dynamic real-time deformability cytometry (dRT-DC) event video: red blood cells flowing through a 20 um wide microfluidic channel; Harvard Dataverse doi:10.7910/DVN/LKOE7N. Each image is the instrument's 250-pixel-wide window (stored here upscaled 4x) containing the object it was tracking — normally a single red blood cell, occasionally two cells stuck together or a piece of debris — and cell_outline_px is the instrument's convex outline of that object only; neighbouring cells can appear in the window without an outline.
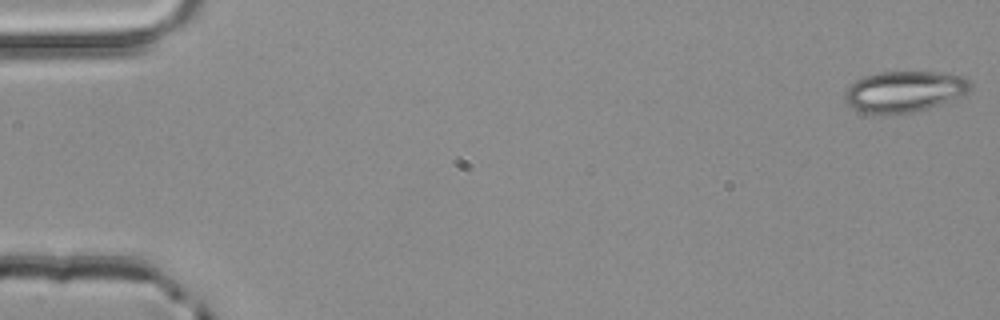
{"species": "common noctule bat (a hibernating species)", "species_latin": "Nyctalus noctula", "temperature_condition": "room temperature", "stored_images_in_passage": 4, "camera_frame_rate_fps": 3000, "um_per_image_px": 0.085, "animal": {"sex": "male", "body_mass_g": 20.4}, "frame": {"image": 1, "passage_image": 1, "time_ms": 0.0, "image_size_px": [1000, 320], "cell_outline_px": [[972, 88], [968, 92], [952, 100], [928, 108], [912, 112], [864, 112], [852, 108], [844, 100], [844, 92], [856, 80], [864, 76], [880, 72], [940, 72], [964, 76], [972, 84]], "centroid_in_image_um": [76.9, 7.75], "position_along_channel_um": 8.1, "area_um2": 29.65}}